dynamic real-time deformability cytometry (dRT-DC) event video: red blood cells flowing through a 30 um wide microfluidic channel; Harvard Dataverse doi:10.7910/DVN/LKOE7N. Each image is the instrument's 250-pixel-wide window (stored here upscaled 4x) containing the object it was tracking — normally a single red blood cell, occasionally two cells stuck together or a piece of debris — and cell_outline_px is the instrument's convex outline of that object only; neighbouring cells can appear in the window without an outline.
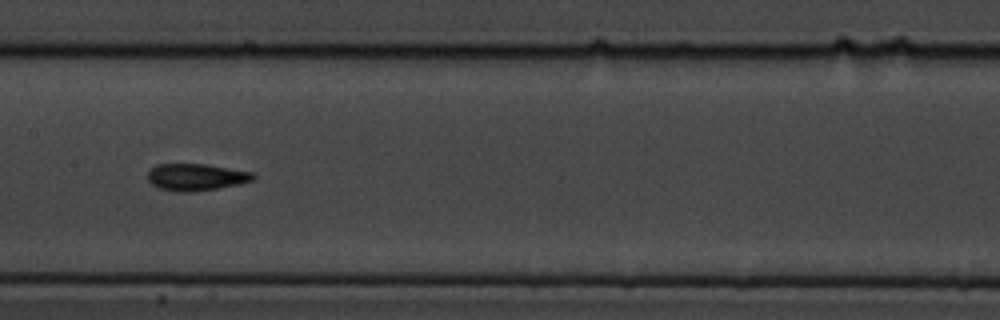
{"species": "common noctule bat (a hibernating species)", "species_latin": "Nyctalus noctula", "temperature_condition": "cold", "stored_images_in_passage": 12, "camera_frame_rate_fps": 3000, "um_per_image_px": 0.085, "animal": {"sex": "male", "body_mass_g": 19.5, "forearm_length_mm": 54.6}, "frame": {"image": 1, "passage_image": 9, "time_ms": 2.667, "image_size_px": [1000, 320], "cell_outline_px": [[256, 176], [252, 180], [240, 184], [192, 192], [176, 192], [160, 188], [152, 184], [148, 180], [148, 172], [156, 164], [204, 164], [256, 172]], "centroid_in_image_um": [16.69, 15.05], "position_along_channel_um": 190.7, "area_um2": 16.59}}
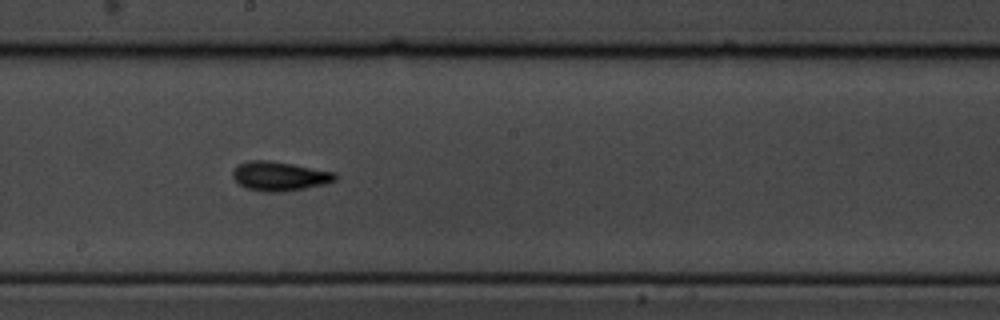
{"frame": {"image": 2, "passage_image": 10, "time_ms": 3.0, "image_size_px": [1000, 320], "cell_outline_px": [[340, 176], [336, 180], [324, 184], [304, 188], [280, 192], [260, 192], [244, 188], [232, 176], [232, 172], [240, 164], [248, 160], [268, 160], [292, 164], [336, 172]], "centroid_in_image_um": [23.78, 14.98], "position_along_channel_um": 224.4, "area_um2": 17.51}}
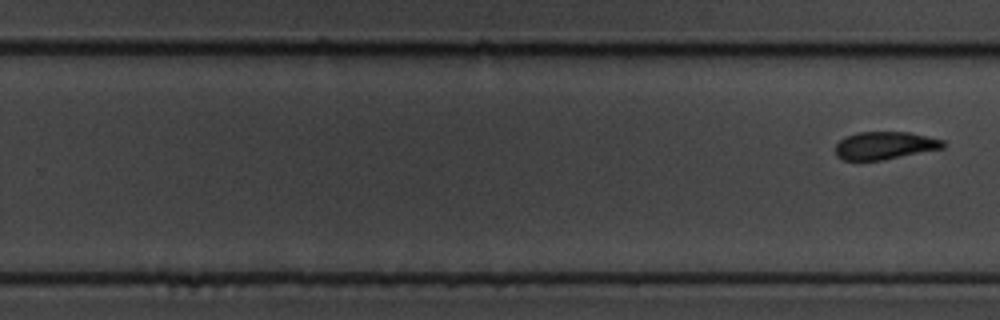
{"frame": {"image": 3, "passage_image": 12, "time_ms": 3.667, "image_size_px": [1000, 320], "cell_outline_px": [[944, 148], [884, 160], [844, 160], [836, 156], [836, 144], [844, 136], [856, 132], [908, 132], [944, 140]], "centroid_in_image_um": [75.19, 12.37], "position_along_channel_um": 254.6, "area_um2": 17.46}}